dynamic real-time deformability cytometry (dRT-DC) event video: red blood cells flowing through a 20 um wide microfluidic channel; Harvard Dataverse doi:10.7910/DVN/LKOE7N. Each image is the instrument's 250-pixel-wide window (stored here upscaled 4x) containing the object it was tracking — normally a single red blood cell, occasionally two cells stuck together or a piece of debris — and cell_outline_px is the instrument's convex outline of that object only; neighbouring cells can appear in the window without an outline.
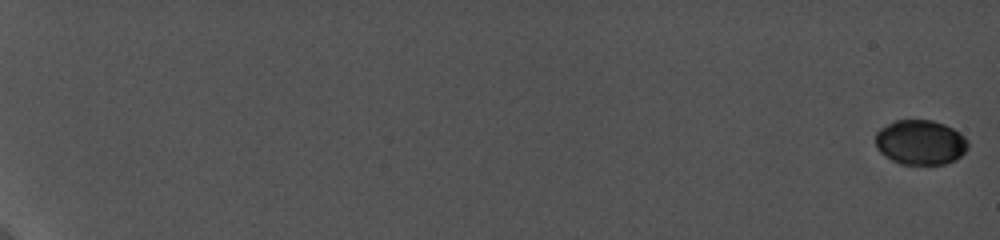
{"species": "common noctule bat (a hibernating species)", "species_latin": "Nyctalus noctula", "temperature_condition": "cold", "stored_images_in_passage": 16, "camera_frame_rate_fps": 5000, "um_per_image_px": 0.085, "animal": {"sex": "female", "body_mass_g": 19.0, "forearm_length_mm": 56.7}, "frame": {"image": 1, "passage_image": 1, "time_ms": 0.0, "image_size_px": [1000, 240], "cell_outline_px": [[968, 148], [956, 160], [944, 164], [900, 164], [892, 160], [880, 152], [876, 148], [876, 132], [880, 128], [896, 120], [932, 120], [944, 124], [960, 132], [968, 140]], "centroid_in_image_um": [78.24, 12.1], "position_along_channel_um": 6.8, "area_um2": 24.22}}
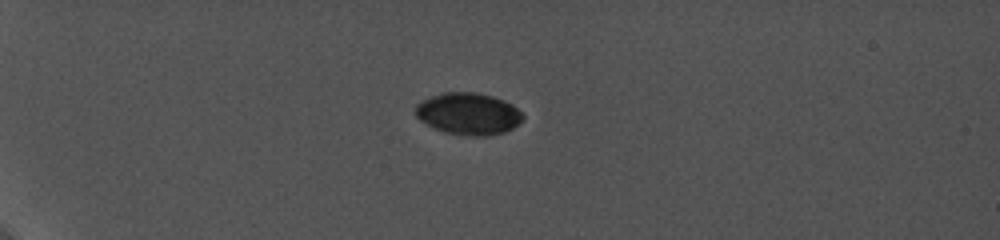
{"frame": {"image": 2, "passage_image": 10, "time_ms": 6.4, "image_size_px": [1000, 240], "cell_outline_px": [[524, 120], [512, 128], [504, 132], [488, 136], [468, 136], [444, 132], [420, 120], [416, 116], [416, 104], [420, 100], [440, 92], [476, 92], [492, 96], [504, 100], [512, 104], [524, 116]], "centroid_in_image_um": [39.81, 9.66], "position_along_channel_um": 45.2, "area_um2": 26.36}}
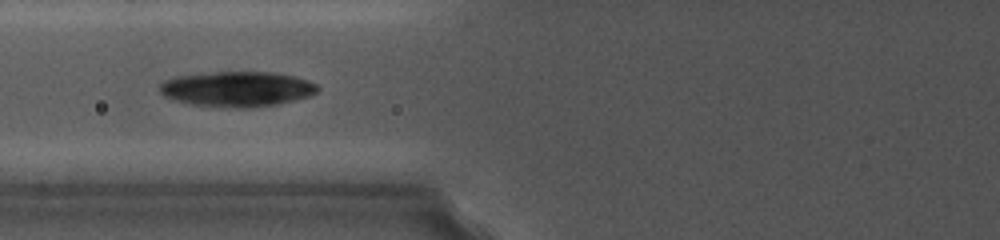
{"frame": {"image": 3, "passage_image": 14, "time_ms": 9.8, "image_size_px": [1000, 240], "cell_outline_px": [[320, 88], [316, 92], [308, 96], [280, 104], [248, 108], [236, 108], [188, 104], [164, 96], [160, 92], [160, 84], [164, 80], [172, 76], [212, 72], [276, 72], [296, 76], [308, 80], [316, 84]], "centroid_in_image_um": [20.15, 7.56], "position_along_channel_um": 105.7, "area_um2": 32.71}}